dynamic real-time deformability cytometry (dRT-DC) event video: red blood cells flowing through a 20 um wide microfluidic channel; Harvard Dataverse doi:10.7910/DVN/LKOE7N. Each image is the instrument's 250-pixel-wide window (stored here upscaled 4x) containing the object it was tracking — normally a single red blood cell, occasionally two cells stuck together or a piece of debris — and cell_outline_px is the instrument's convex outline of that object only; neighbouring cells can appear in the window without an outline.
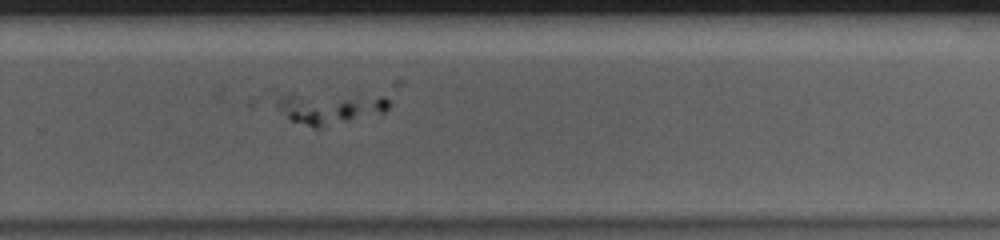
{"species": "human", "species_latin": "Homo sapiens", "temperature_condition": "cold", "stored_images_in_passage": 51, "camera_frame_rate_fps": 3000, "um_per_image_px": 0.085, "donor": {"sex": "male"}, "frame": {"image": 1, "passage_image": 33, "time_ms": 10.667, "image_size_px": [1000, 240], "cell_outline_px": [[404, 80], [392, 104], [384, 112], [320, 128], [312, 128], [292, 120], [280, 112], [276, 104], [288, 92], [396, 80]], "centroid_in_image_um": [28.78, 8.77], "position_along_channel_um": 301.0, "area_um2": 27.98}}